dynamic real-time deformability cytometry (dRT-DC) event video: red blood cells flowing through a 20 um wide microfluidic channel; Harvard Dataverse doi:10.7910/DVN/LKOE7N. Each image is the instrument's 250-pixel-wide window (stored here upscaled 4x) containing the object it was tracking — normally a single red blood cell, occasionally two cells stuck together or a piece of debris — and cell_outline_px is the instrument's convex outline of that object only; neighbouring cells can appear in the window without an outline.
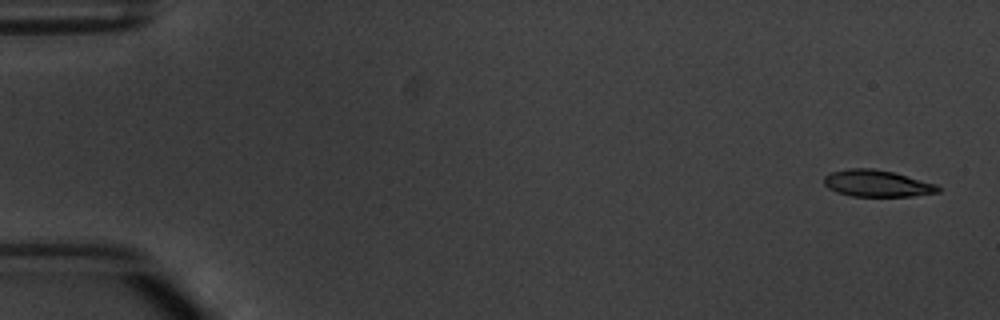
{"species": "common noctule bat (a hibernating species)", "species_latin": "Nyctalus noctula", "temperature_condition": "warm", "stored_images_in_passage": 6, "camera_frame_rate_fps": 3000, "um_per_image_px": 0.085, "animal": {"sex": "male", "body_mass_g": 20.1, "forearm_length_mm": 53.5}, "frame": {"image": 1, "passage_image": 1, "time_ms": 0.0, "image_size_px": [1000, 320], "cell_outline_px": [[940, 192], [912, 196], [852, 196], [836, 192], [828, 188], [824, 184], [824, 176], [832, 172], [848, 168], [872, 168], [892, 172], [936, 184], [940, 188]], "centroid_in_image_um": [74.52, 15.59], "position_along_channel_um": 10.5, "area_um2": 17.63}}
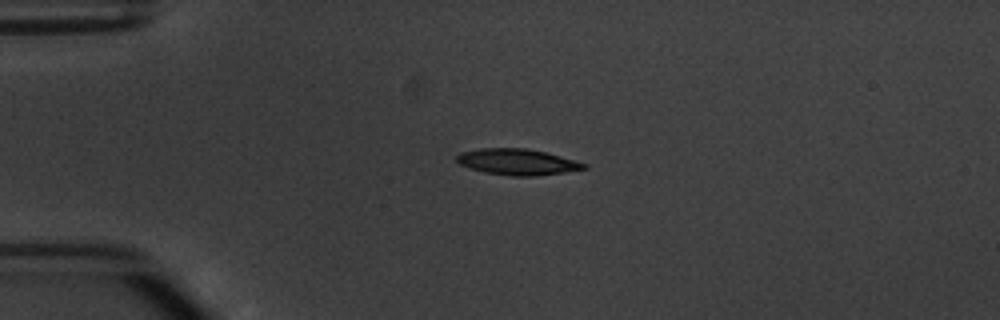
{"frame": {"image": 2, "passage_image": 4, "time_ms": 3.667, "image_size_px": [1000, 320], "cell_outline_px": [[588, 168], [564, 172], [536, 176], [512, 176], [484, 172], [460, 164], [456, 160], [456, 156], [460, 152], [480, 148], [524, 148], [544, 152], [560, 156], [588, 164]], "centroid_in_image_um": [43.97, 13.76], "position_along_channel_um": 41.0, "area_um2": 19.19}}